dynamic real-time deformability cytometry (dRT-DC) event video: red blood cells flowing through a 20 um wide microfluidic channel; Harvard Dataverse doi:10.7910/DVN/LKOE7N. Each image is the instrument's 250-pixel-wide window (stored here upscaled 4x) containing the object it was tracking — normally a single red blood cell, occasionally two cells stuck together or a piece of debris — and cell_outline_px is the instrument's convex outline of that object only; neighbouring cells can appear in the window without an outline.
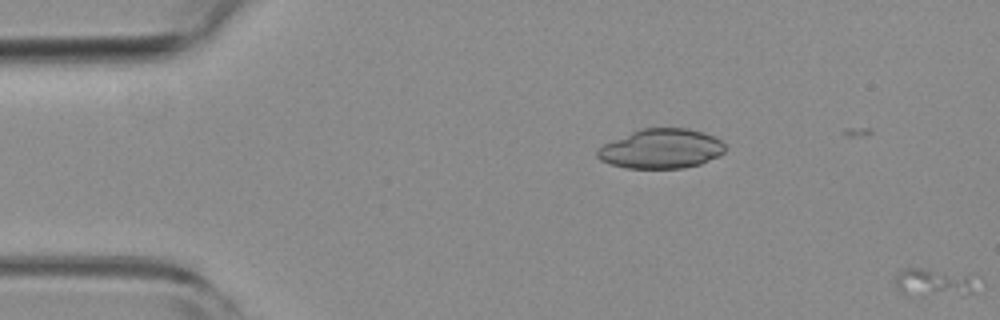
{"species": "common noctule bat (a hibernating species)", "species_latin": "Nyctalus noctula", "temperature_condition": "room temperature", "stored_images_in_passage": 5, "segment_of_instrument_passage": [2, 2], "camera_frame_rate_fps": 3000, "um_per_image_px": 0.085, "animal": {"sex": "female", "body_mass_g": 19.3, "forearm_length_mm": 54.1}, "frame": {"image": 1, "passage_image": 5, "time_ms": 1.333, "image_size_px": [1000, 320], "cell_outline_px": [[984, 292], [964, 296], [900, 292], [896, 288], [896, 272], [904, 268], [920, 268], [980, 276], [984, 280]], "centroid_in_image_um": [79.73, 24.01], "position_along_channel_um": 5.3, "area_um2": 14.28}}